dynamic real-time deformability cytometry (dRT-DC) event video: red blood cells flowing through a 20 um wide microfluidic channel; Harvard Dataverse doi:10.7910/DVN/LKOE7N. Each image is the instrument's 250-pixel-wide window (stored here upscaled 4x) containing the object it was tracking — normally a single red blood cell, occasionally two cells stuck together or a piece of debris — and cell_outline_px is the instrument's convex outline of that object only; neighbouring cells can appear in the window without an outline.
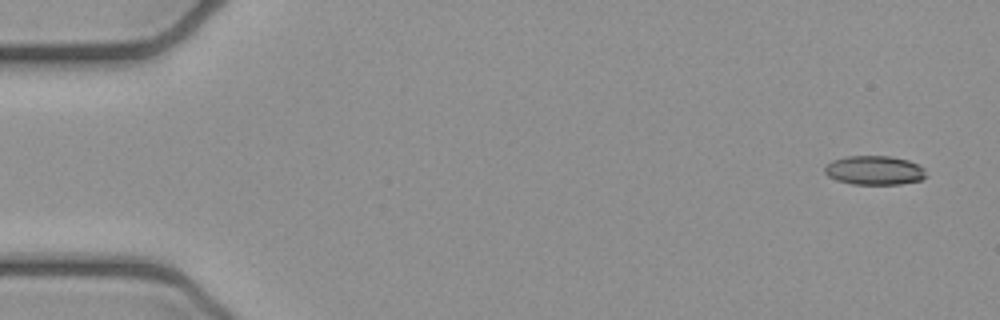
{"species": "common noctule bat (a hibernating species)", "species_latin": "Nyctalus noctula", "temperature_condition": "cold", "stored_images_in_passage": 8, "camera_frame_rate_fps": 3000, "um_per_image_px": 0.085, "animal": {"sex": "female", "body_mass_g": 21.9}, "frame": {"image": 1, "passage_image": 1, "time_ms": 0.0, "image_size_px": [1000, 320], "cell_outline_px": [[928, 176], [924, 180], [900, 184], [852, 184], [836, 180], [828, 176], [824, 172], [824, 168], [832, 160], [844, 156], [892, 156], [908, 160], [920, 164], [924, 168]], "centroid_in_image_um": [74.37, 14.47], "position_along_channel_um": 10.6, "area_um2": 17.51}}
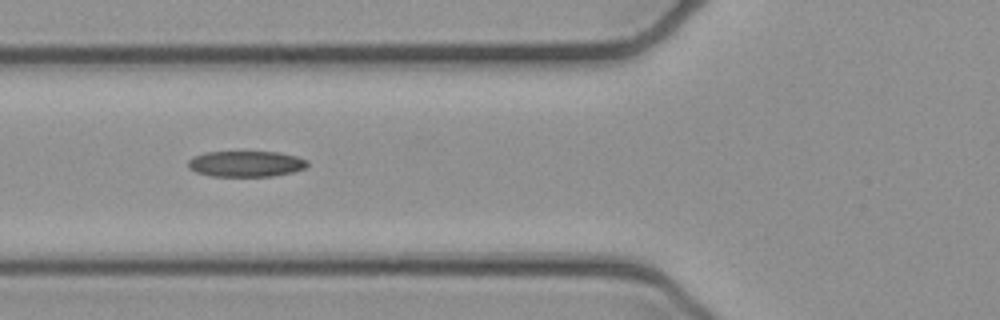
{"frame": {"image": 2, "passage_image": 5, "time_ms": 1.333, "image_size_px": [1000, 320], "cell_outline_px": [[308, 164], [304, 168], [292, 172], [272, 176], [208, 176], [196, 172], [188, 168], [188, 160], [192, 156], [204, 152], [280, 152], [296, 156], [308, 160]], "centroid_in_image_um": [20.87, 13.92], "position_along_channel_um": 104.9, "area_um2": 18.09}}
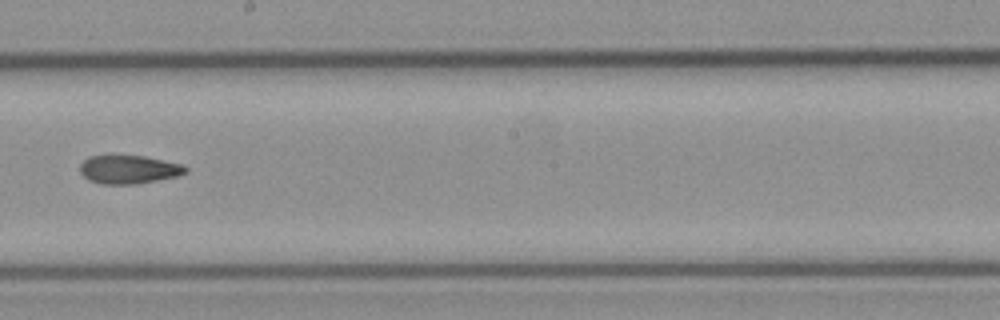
{"frame": {"image": 3, "passage_image": 8, "time_ms": 2.333, "image_size_px": [1000, 320], "cell_outline_px": [[188, 168], [184, 172], [176, 176], [136, 184], [100, 184], [88, 180], [80, 172], [80, 164], [88, 156], [108, 152], [112, 152], [144, 156], [180, 164]], "centroid_in_image_um": [10.82, 14.35], "position_along_channel_um": 237.4, "area_um2": 18.09}}